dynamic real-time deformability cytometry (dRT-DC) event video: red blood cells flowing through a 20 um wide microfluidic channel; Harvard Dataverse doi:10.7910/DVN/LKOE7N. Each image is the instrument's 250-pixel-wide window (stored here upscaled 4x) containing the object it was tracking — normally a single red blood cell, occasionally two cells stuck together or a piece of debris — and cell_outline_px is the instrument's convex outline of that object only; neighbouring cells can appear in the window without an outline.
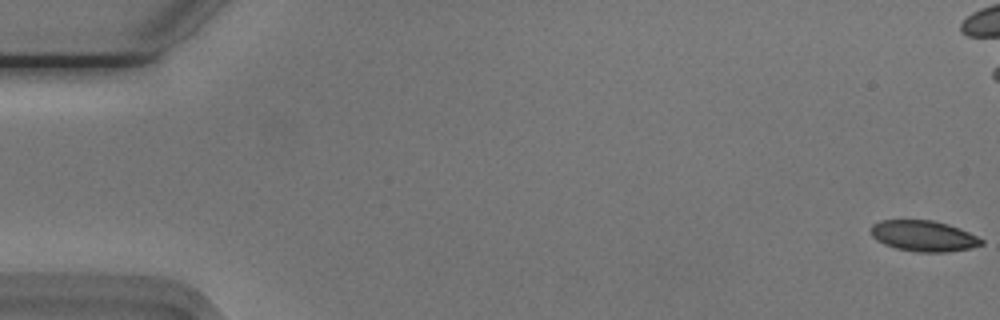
{"species": "Egyptian fruit bat (a non-hibernating species)", "species_latin": "Rousettus aegyptiacus", "temperature_condition": "cold", "stored_images_in_passage": 56, "camera_frame_rate_fps": 3000, "um_per_image_px": 0.085, "animal": {"sex": "male"}, "frame": {"image": 1, "passage_image": 1, "time_ms": 0.0, "image_size_px": [1000, 320], "cell_outline_px": [[980, 244], [968, 248], [900, 248], [888, 244], [880, 240], [872, 232], [872, 228], [876, 224], [884, 220], [928, 220], [944, 224], [956, 228], [980, 240]], "centroid_in_image_um": [78.41, 19.96], "position_along_channel_um": 6.6, "area_um2": 16.99}}
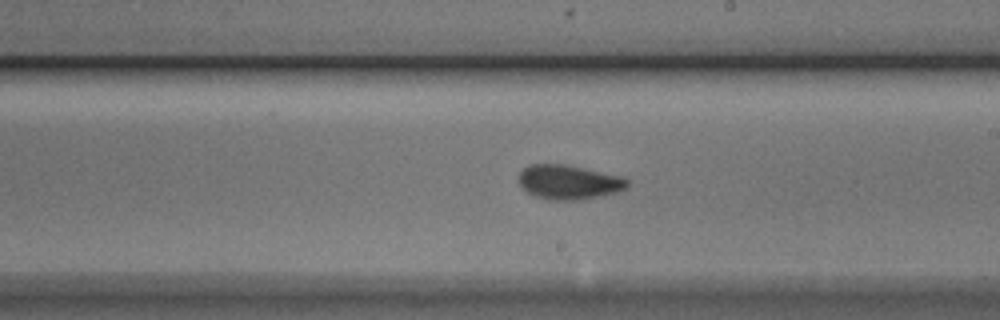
{"frame": {"image": 2, "passage_image": 32, "time_ms": 10.333, "image_size_px": [1000, 320], "cell_outline_px": [[624, 184], [620, 188], [588, 196], [544, 196], [532, 192], [520, 180], [520, 176], [524, 168], [540, 164], [548, 164], [572, 168], [608, 176], [624, 180]], "centroid_in_image_um": [48.16, 15.41], "position_along_channel_um": 240.8, "area_um2": 17.28}}
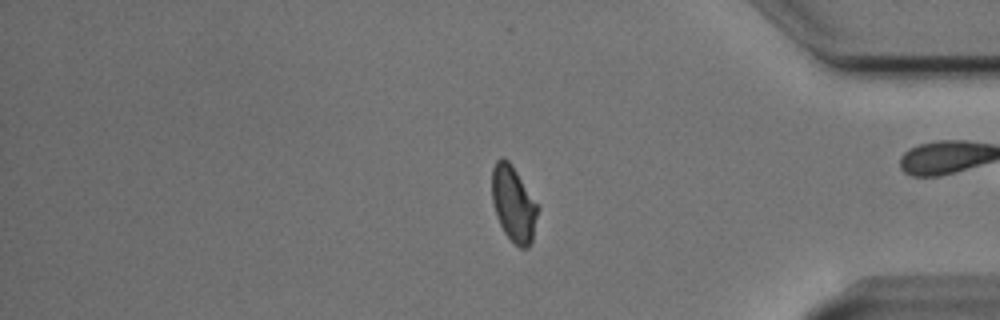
{"frame": {"image": 3, "passage_image": 46, "time_ms": 15.0, "image_size_px": [1000, 320], "cell_outline_px": [[536, 212], [532, 240], [524, 248], [516, 244], [508, 236], [496, 212], [492, 196], [492, 172], [496, 160], [508, 160], [536, 204]], "centroid_in_image_um": [43.62, 17.31], "position_along_channel_um": 391.6, "area_um2": 18.55}, "authors_computed_cell_mechanics": {"area_um2": 18.2648, "velocity_mm_per_s": 3.7577, "shape_relaxation_time_tau1_ms": null, "shape_relaxation_time_tau2_ms": 2.6613, "deformation_change_tau1": null, "deformation_change_tau2": 0.0776}}